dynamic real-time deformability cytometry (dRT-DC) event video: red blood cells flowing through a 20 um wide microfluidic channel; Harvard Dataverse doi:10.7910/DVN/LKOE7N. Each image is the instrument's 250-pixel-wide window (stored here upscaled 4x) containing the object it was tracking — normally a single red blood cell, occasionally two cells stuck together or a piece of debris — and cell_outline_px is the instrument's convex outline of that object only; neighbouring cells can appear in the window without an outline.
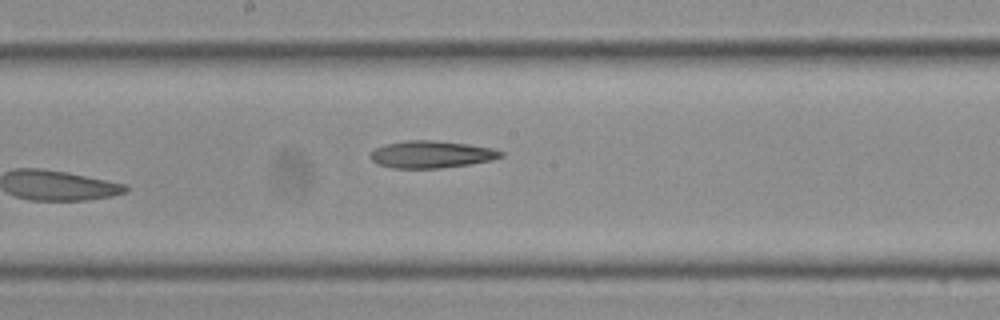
{"species": "Egyptian fruit bat (a non-hibernating species)", "species_latin": "Rousettus aegyptiacus", "temperature_condition": "cold", "stored_images_in_passage": 15, "camera_frame_rate_fps": 3000, "um_per_image_px": 0.085, "frame": {"image": 1, "passage_image": 15, "time_ms": 4.667, "image_size_px": [1000, 320], "cell_outline_px": [[504, 156], [492, 160], [472, 164], [440, 168], [392, 168], [376, 164], [368, 156], [376, 148], [388, 144], [404, 140], [436, 140], [468, 144], [496, 148], [504, 152]], "centroid_in_image_um": [36.71, 13.12], "position_along_channel_um": 211.5, "area_um2": 20.92}}